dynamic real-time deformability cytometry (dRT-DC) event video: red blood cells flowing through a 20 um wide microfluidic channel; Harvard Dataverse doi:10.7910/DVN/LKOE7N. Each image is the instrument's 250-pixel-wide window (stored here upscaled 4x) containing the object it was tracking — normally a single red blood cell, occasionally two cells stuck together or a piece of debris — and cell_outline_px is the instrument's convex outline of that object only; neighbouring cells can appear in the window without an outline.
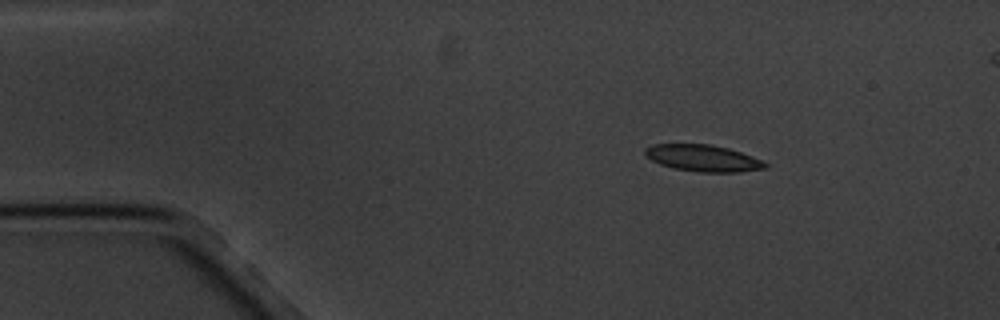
{"species": "common noctule bat (a hibernating species)", "species_latin": "Nyctalus noctula", "temperature_condition": "cold", "stored_images_in_passage": 5, "camera_frame_rate_fps": 3000, "um_per_image_px": 0.085, "animal": {"sex": "male", "body_mass_g": 20.1, "forearm_length_mm": 53.5}, "frame": {"image": 1, "passage_image": 2, "time_ms": 1.0, "image_size_px": [1000, 320], "cell_outline_px": [[768, 168], [740, 172], [700, 172], [672, 168], [660, 164], [652, 160], [644, 152], [644, 148], [652, 144], [708, 144], [728, 148], [752, 156], [768, 164]], "centroid_in_image_um": [59.76, 13.44], "position_along_channel_um": 25.2, "area_um2": 18.61}}